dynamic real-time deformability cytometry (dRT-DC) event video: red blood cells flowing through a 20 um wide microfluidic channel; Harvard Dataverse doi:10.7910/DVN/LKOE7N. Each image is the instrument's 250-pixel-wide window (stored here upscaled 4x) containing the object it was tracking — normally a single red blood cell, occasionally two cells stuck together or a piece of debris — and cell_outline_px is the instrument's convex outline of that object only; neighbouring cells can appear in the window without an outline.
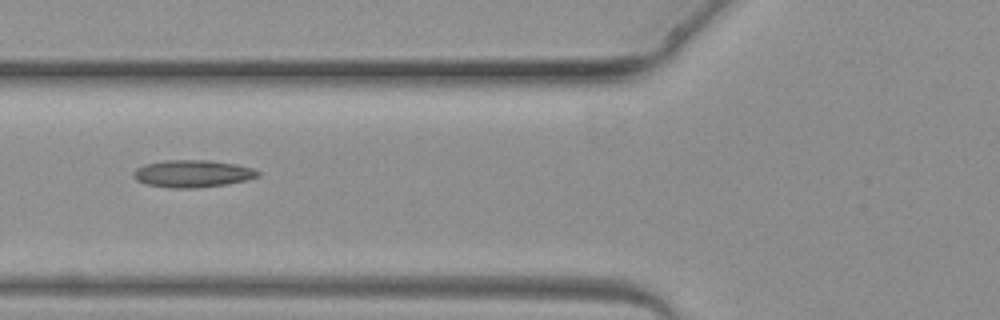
{"species": "common noctule bat (a hibernating species)", "species_latin": "Nyctalus noctula", "temperature_condition": "warm", "stored_images_in_passage": 2, "camera_frame_rate_fps": 3000, "um_per_image_px": 0.085, "animal": {"sex": "female", "body_mass_g": 19.3, "forearm_length_mm": 54.1}, "frame": {"image": 1, "passage_image": 2, "time_ms": 1.0, "image_size_px": [1000, 320], "cell_outline_px": [[260, 176], [248, 180], [228, 184], [196, 188], [172, 188], [144, 184], [136, 180], [132, 176], [132, 172], [136, 168], [144, 164], [164, 160], [212, 160], [236, 164], [252, 168], [260, 172]], "centroid_in_image_um": [16.35, 14.76], "position_along_channel_um": 109.4, "area_um2": 20.11}}